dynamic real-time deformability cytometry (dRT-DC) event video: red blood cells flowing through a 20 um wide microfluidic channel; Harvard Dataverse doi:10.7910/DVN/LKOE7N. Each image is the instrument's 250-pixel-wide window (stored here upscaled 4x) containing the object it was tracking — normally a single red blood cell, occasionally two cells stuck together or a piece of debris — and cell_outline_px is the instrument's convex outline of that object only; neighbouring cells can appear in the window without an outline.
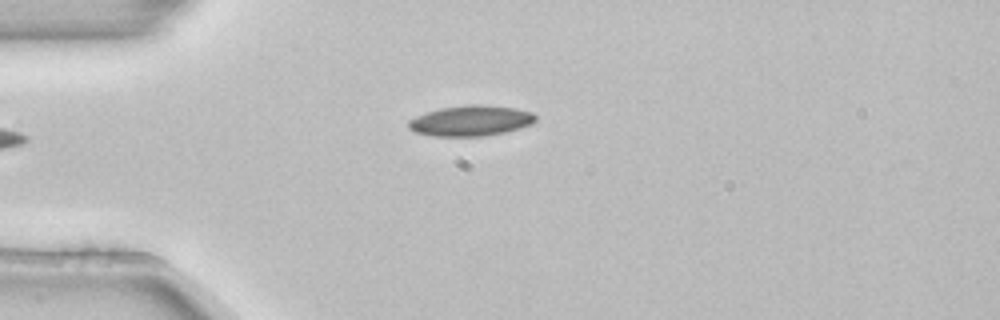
{"species": "common noctule bat (a hibernating species)", "species_latin": "Nyctalus noctula", "temperature_condition": "room temperature", "stored_images_in_passage": 4, "camera_frame_rate_fps": 3000, "um_per_image_px": 0.085, "animal": {"sex": "female", "body_mass_g": 22.7, "forearm_length_mm": 54.2}, "frame": {"image": 1, "passage_image": 3, "time_ms": 0.667, "image_size_px": [1000, 320], "cell_outline_px": [[536, 120], [532, 124], [504, 132], [484, 136], [432, 136], [416, 132], [408, 128], [408, 120], [416, 116], [440, 108], [472, 104], [516, 108], [532, 112], [536, 116]], "centroid_in_image_um": [40.01, 10.26], "position_along_channel_um": 45.0, "area_um2": 22.43}}
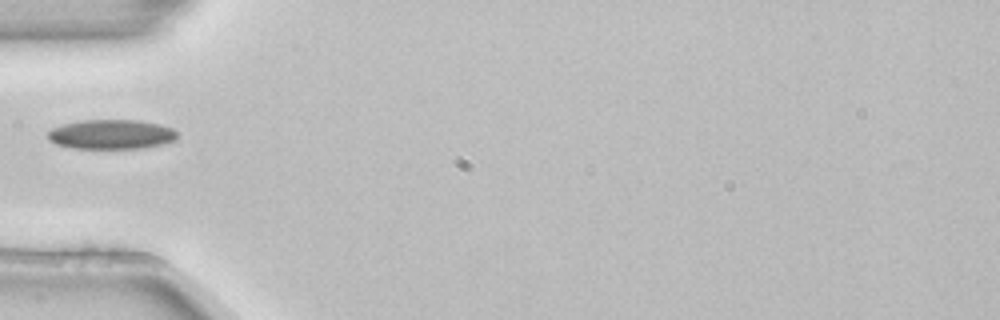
{"frame": {"image": 2, "passage_image": 4, "time_ms": 1.0, "image_size_px": [1000, 320], "cell_outline_px": [[176, 140], [164, 144], [144, 148], [72, 148], [56, 144], [48, 140], [48, 132], [52, 128], [64, 124], [80, 120], [136, 120], [160, 124], [172, 128], [176, 132]], "centroid_in_image_um": [9.46, 11.42], "position_along_channel_um": 75.5, "area_um2": 22.31}}